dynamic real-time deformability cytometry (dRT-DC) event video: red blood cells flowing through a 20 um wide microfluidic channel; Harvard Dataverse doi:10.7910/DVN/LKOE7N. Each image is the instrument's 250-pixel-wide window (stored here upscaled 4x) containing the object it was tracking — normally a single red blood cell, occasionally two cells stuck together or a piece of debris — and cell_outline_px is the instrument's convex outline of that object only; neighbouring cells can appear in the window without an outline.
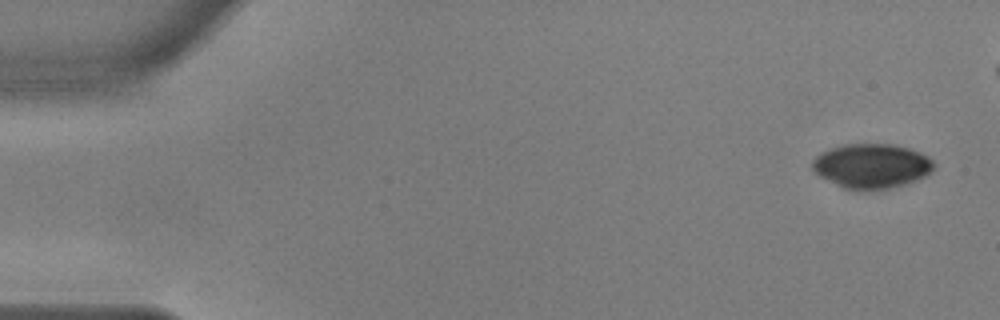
{"species": "common noctule bat (a hibernating species)", "species_latin": "Nyctalus noctula", "temperature_condition": "warm", "stored_images_in_passage": 11, "camera_frame_rate_fps": 3000, "um_per_image_px": 0.085, "animal": {"sex": "male", "body_mass_g": 17.9, "forearm_length_mm": 54.2}, "frame": {"image": 1, "passage_image": 1, "time_ms": 0.0, "image_size_px": [1000, 320], "cell_outline_px": [[936, 164], [924, 176], [916, 180], [904, 184], [888, 188], [844, 188], [820, 176], [812, 168], [812, 160], [820, 152], [844, 144], [892, 144], [912, 148], [928, 156]], "centroid_in_image_um": [74.09, 14.07], "position_along_channel_um": 10.9, "area_um2": 31.04}}